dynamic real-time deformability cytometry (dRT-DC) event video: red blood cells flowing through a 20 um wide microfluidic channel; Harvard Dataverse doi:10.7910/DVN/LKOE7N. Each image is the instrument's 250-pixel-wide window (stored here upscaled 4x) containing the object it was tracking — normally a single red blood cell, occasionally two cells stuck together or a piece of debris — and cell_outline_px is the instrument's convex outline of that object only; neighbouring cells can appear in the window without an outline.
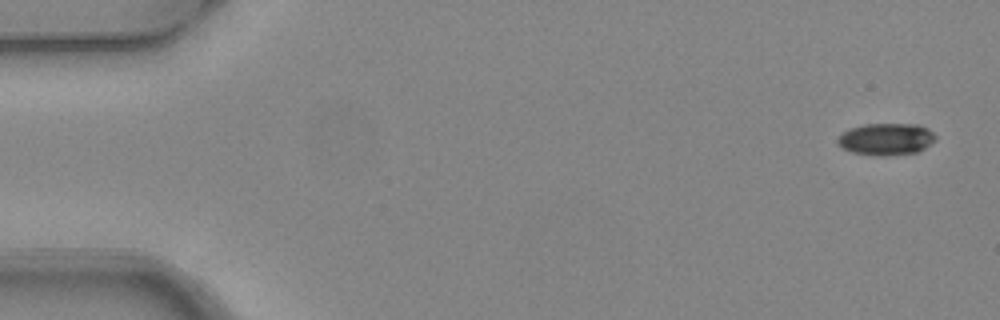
{"species": "common noctule bat (a hibernating species)", "species_latin": "Nyctalus noctula", "temperature_condition": "warm", "stored_images_in_passage": 7, "camera_frame_rate_fps": 3000, "um_per_image_px": 0.085, "animal": {"sex": "female", "body_mass_g": 24.6, "forearm_length_mm": 56.2}, "frame": {"image": 1, "passage_image": 1, "time_ms": 0.0, "image_size_px": [1000, 320], "cell_outline_px": [[936, 140], [924, 148], [916, 152], [884, 156], [880, 156], [852, 152], [840, 148], [836, 144], [836, 140], [848, 128], [864, 124], [920, 124], [928, 128], [936, 136]], "centroid_in_image_um": [75.3, 11.82], "position_along_channel_um": 9.7, "area_um2": 18.38}}
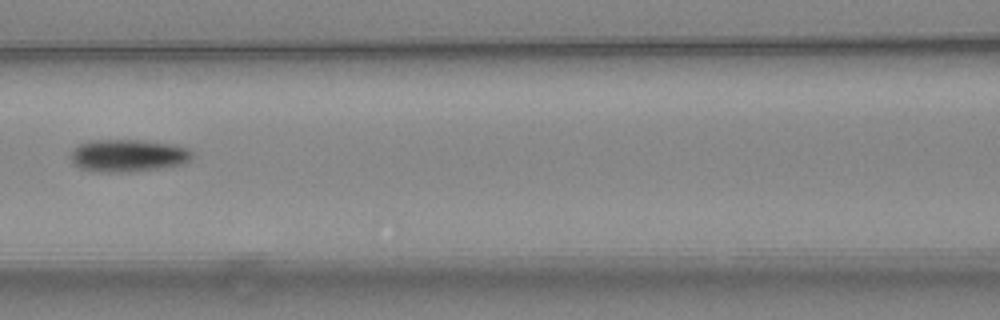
{"frame": {"image": 2, "passage_image": 6, "time_ms": 1.667, "image_size_px": [1000, 320], "cell_outline_px": [[196, 156], [192, 160], [184, 164], [164, 168], [132, 172], [96, 172], [80, 168], [72, 164], [68, 156], [72, 148], [76, 144], [92, 140], [144, 140], [176, 144], [188, 148]], "centroid_in_image_um": [10.89, 13.22], "position_along_channel_um": 155.7, "area_um2": 23.93}}
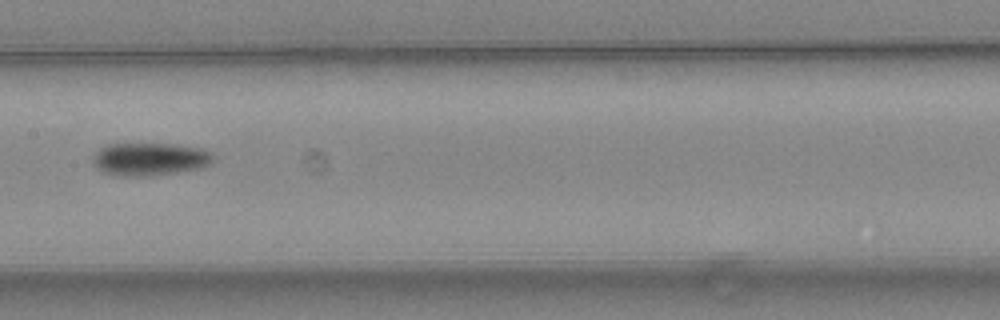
{"frame": {"image": 3, "passage_image": 7, "time_ms": 2.0, "image_size_px": [1000, 320], "cell_outline_px": [[212, 164], [204, 168], [152, 176], [112, 176], [100, 172], [92, 164], [92, 156], [100, 148], [108, 144], [172, 144], [204, 148], [212, 152]], "centroid_in_image_um": [12.72, 13.54], "position_along_channel_um": 194.7, "area_um2": 23.64}}